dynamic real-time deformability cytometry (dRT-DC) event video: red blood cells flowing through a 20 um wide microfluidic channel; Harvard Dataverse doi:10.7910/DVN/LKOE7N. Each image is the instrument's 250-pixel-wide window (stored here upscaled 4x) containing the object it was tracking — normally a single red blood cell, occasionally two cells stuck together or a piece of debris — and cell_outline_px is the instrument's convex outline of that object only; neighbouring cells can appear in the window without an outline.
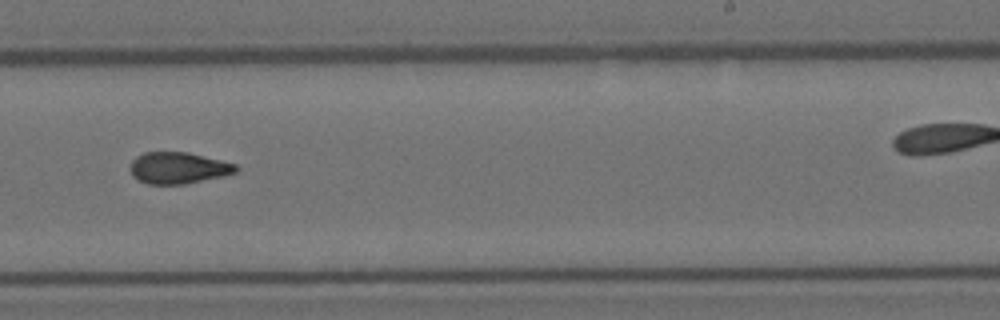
{"species": "Egyptian fruit bat (a non-hibernating species)", "species_latin": "Rousettus aegyptiacus", "temperature_condition": "room temperature", "stored_images_in_passage": 16, "camera_frame_rate_fps": 3000, "um_per_image_px": 0.085, "animal": {"sex": "female"}, "frame": {"image": 1, "passage_image": 10, "time_ms": 3.0, "image_size_px": [1000, 320], "cell_outline_px": [[240, 168], [236, 172], [224, 176], [184, 184], [148, 184], [132, 176], [132, 160], [136, 156], [144, 152], [188, 152], [236, 164]], "centroid_in_image_um": [15.18, 14.27], "position_along_channel_um": 273.8, "area_um2": 19.31}}
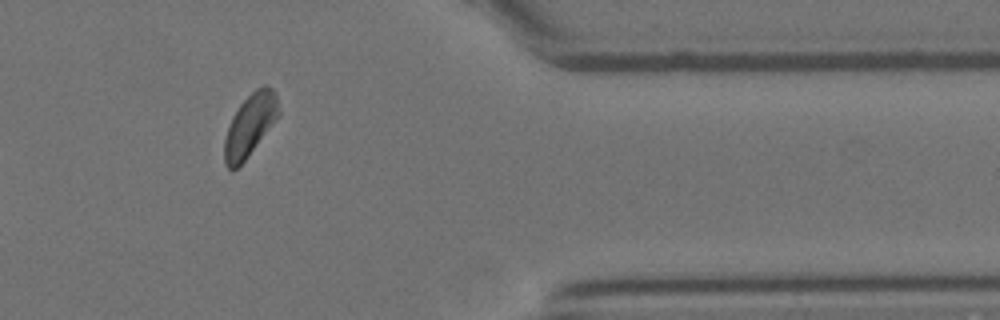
{"frame": {"image": 2, "passage_image": 14, "time_ms": 4.333, "image_size_px": [1000, 320], "cell_outline_px": [[280, 116], [244, 160], [232, 172], [224, 164], [224, 140], [232, 116], [240, 104], [256, 88], [264, 84], [268, 84], [276, 92], [280, 112]], "centroid_in_image_um": [21.27, 10.61], "position_along_channel_um": 390.1, "area_um2": 19.71}}